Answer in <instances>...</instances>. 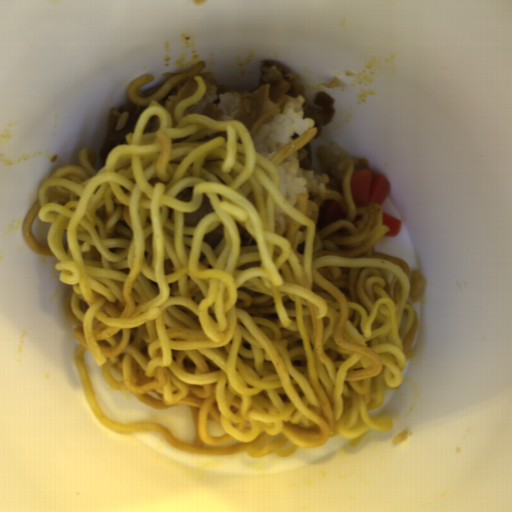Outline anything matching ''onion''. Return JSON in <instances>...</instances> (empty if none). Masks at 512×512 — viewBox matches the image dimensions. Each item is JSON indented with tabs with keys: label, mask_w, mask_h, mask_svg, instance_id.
I'll return each mask as SVG.
<instances>
[{
	"label": "onion",
	"mask_w": 512,
	"mask_h": 512,
	"mask_svg": "<svg viewBox=\"0 0 512 512\" xmlns=\"http://www.w3.org/2000/svg\"><path fill=\"white\" fill-rule=\"evenodd\" d=\"M198 104H195V105H192V106H189V107L185 108L184 111H183L184 116L185 115H190L191 113H193L195 111V109L197 108Z\"/></svg>",
	"instance_id": "55239325"
},
{
	"label": "onion",
	"mask_w": 512,
	"mask_h": 512,
	"mask_svg": "<svg viewBox=\"0 0 512 512\" xmlns=\"http://www.w3.org/2000/svg\"><path fill=\"white\" fill-rule=\"evenodd\" d=\"M197 89V83H193V82H186L182 89L180 90V92L178 93V95L176 96V98L174 99L173 103L171 104L169 110H168V114L173 122V126L175 124H177L178 120L176 119L175 117V106L181 101L183 100L185 97H187L188 95H191V94H194L195 91Z\"/></svg>",
	"instance_id": "6bf65262"
},
{
	"label": "onion",
	"mask_w": 512,
	"mask_h": 512,
	"mask_svg": "<svg viewBox=\"0 0 512 512\" xmlns=\"http://www.w3.org/2000/svg\"><path fill=\"white\" fill-rule=\"evenodd\" d=\"M214 211L210 198L204 196L198 209L193 212L185 213V225L187 227H197L203 217Z\"/></svg>",
	"instance_id": "06740285"
}]
</instances>
